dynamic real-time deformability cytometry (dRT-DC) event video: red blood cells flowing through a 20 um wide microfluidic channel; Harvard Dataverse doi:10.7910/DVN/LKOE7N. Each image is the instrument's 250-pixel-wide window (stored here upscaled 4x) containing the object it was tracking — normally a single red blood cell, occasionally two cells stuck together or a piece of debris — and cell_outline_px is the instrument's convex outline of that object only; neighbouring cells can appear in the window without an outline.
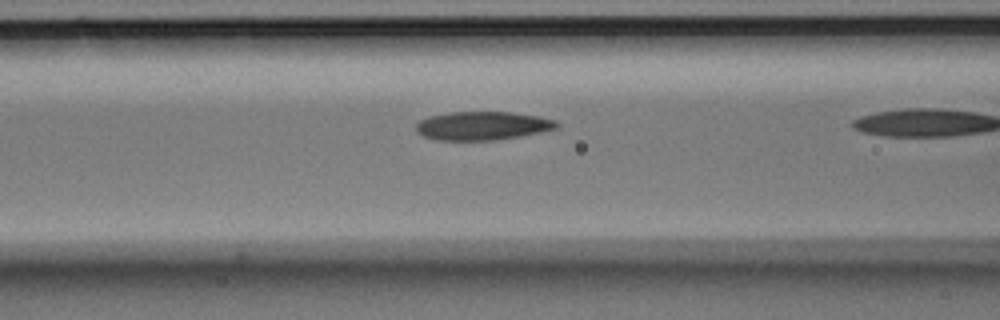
{"species": "Egyptian fruit bat (a non-hibernating species)", "species_latin": "Rousettus aegyptiacus", "temperature_condition": "room temperature", "stored_images_in_passage": 13, "camera_frame_rate_fps": 3000, "um_per_image_px": 0.085, "animal": {"sex": "male"}, "frame": {"image": 1, "passage_image": 11, "time_ms": 3.333, "image_size_px": [1000, 320], "cell_outline_px": [[560, 128], [544, 132], [520, 136], [492, 140], [436, 140], [424, 136], [416, 132], [416, 124], [420, 120], [428, 116], [448, 112], [512, 112], [540, 116], [556, 120], [560, 124]], "centroid_in_image_um": [41.05, 10.68], "position_along_channel_um": 125.5, "area_um2": 23.7}}